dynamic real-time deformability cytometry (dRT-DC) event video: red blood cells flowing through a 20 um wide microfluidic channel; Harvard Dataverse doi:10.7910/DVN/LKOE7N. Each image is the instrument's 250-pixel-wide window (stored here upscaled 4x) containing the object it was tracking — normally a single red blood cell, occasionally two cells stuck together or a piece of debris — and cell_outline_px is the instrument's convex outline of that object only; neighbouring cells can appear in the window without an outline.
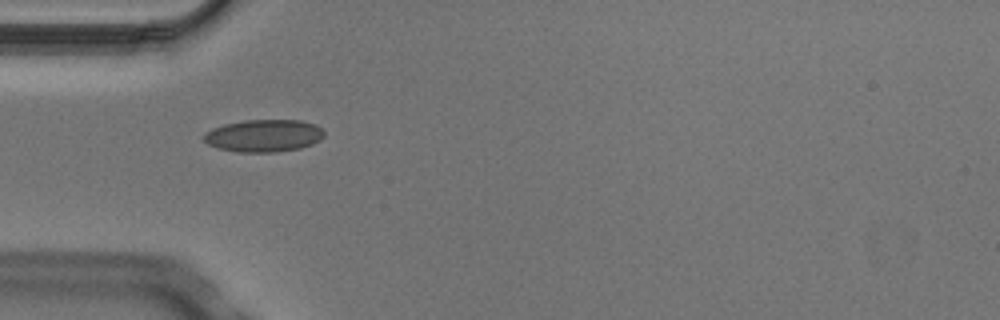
{"species": "Egyptian fruit bat (a non-hibernating species)", "species_latin": "Rousettus aegyptiacus", "temperature_condition": "cold", "stored_images_in_passage": 4, "camera_frame_rate_fps": 3000, "um_per_image_px": 0.085, "animal": {"sex": "male"}, "frame": {"image": 1, "passage_image": 3, "time_ms": 0.667, "image_size_px": [1000, 320], "cell_outline_px": [[324, 136], [320, 140], [312, 144], [300, 148], [276, 152], [236, 152], [216, 148], [208, 144], [200, 136], [204, 132], [212, 128], [224, 124], [244, 120], [300, 120], [316, 124], [324, 132]], "centroid_in_image_um": [22.38, 11.53], "position_along_channel_um": 62.6, "area_um2": 23.0}}